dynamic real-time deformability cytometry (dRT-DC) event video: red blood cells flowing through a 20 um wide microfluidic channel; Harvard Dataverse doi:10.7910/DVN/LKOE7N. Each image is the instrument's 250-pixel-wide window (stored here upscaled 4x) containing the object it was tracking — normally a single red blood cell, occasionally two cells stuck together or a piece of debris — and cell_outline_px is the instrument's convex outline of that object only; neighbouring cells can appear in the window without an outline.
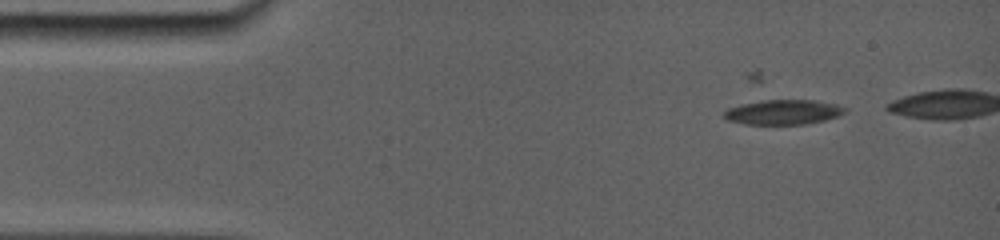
{"species": "common noctule bat (a hibernating species)", "species_latin": "Nyctalus noctula", "temperature_condition": "room temperature", "stored_images_in_passage": 3, "camera_frame_rate_fps": 5000, "um_per_image_px": 0.085, "animal": {"sex": "female", "body_mass_g": 19.0, "forearm_length_mm": 56.7}, "frame": {"image": 1, "passage_image": 1, "time_ms": 0.0, "image_size_px": [1000, 240], "cell_outline_px": [[848, 108], [844, 112], [836, 116], [820, 120], [800, 124], [748, 124], [728, 120], [724, 116], [724, 112], [728, 108], [740, 104], [768, 96], [812, 100], [836, 104]], "centroid_in_image_um": [66.5, 9.45], "position_along_channel_um": 18.5, "area_um2": 18.03}}